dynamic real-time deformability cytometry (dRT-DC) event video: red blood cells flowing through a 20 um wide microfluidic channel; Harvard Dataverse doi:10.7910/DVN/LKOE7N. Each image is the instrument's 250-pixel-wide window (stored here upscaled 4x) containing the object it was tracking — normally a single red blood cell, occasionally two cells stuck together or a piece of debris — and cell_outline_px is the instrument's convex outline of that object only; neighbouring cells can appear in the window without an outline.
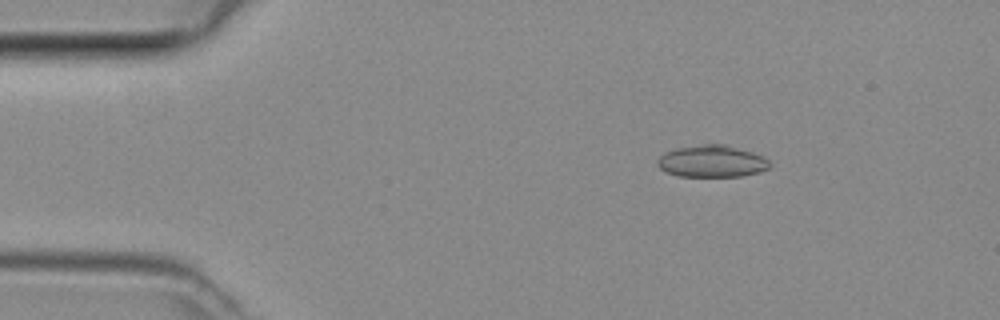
{"species": "common noctule bat (a hibernating species)", "species_latin": "Nyctalus noctula", "temperature_condition": "room temperature", "stored_images_in_passage": 23, "camera_frame_rate_fps": 3000, "um_per_image_px": 0.085, "animal": {"sex": "female", "body_mass_g": 29.2, "forearm_length_mm": 56.3}, "frame": {"image": 1, "passage_image": 7, "time_ms": 2.0, "image_size_px": [1000, 320], "cell_outline_px": [[772, 164], [768, 168], [760, 172], [744, 176], [676, 176], [664, 172], [656, 164], [656, 160], [664, 152], [676, 148], [704, 144], [724, 144], [752, 152], [764, 156]], "centroid_in_image_um": [60.49, 13.71], "position_along_channel_um": 24.5, "area_um2": 21.1}}
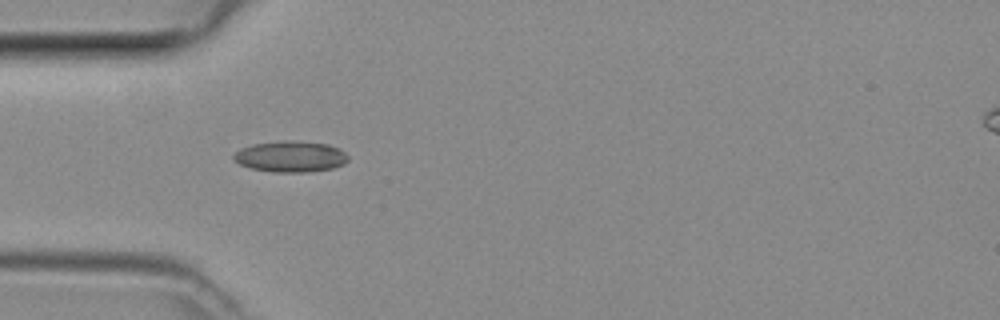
{"frame": {"image": 2, "passage_image": 14, "time_ms": 4.333, "image_size_px": [1000, 320], "cell_outline_px": [[348, 160], [344, 164], [332, 168], [304, 172], [272, 172], [252, 168], [240, 164], [232, 156], [240, 148], [252, 144], [284, 140], [288, 140], [328, 144], [344, 152], [348, 156]], "centroid_in_image_um": [24.68, 13.3], "position_along_channel_um": 60.3, "area_um2": 20.52}}
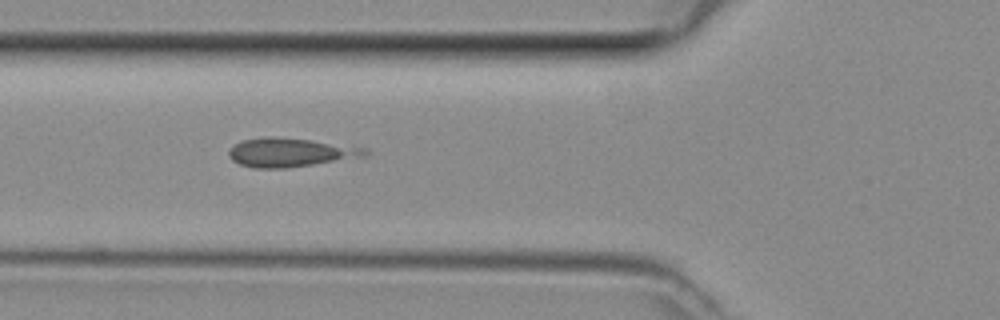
{"frame": {"image": 3, "passage_image": 17, "time_ms": 5.333, "image_size_px": [1000, 320], "cell_outline_px": [[368, 156], [288, 168], [252, 168], [240, 164], [232, 160], [228, 156], [228, 152], [240, 140], [268, 136], [272, 136], [312, 140], [368, 148]], "centroid_in_image_um": [24.68, 12.95], "position_along_channel_um": 101.1, "area_um2": 23.0}}